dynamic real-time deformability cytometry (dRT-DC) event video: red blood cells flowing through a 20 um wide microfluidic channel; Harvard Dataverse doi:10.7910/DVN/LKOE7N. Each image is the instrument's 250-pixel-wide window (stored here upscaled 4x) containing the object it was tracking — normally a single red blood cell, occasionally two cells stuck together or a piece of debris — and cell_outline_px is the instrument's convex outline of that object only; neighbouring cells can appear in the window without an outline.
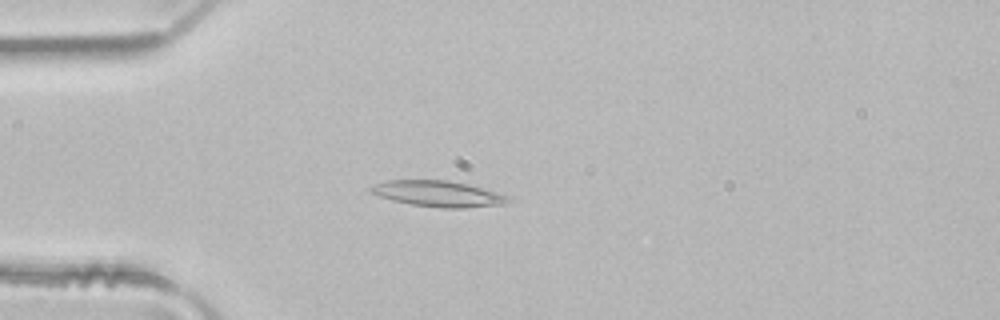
{"species": "common noctule bat (a hibernating species)", "species_latin": "Nyctalus noctula", "temperature_condition": "room temperature", "stored_images_in_passage": 4, "camera_frame_rate_fps": 3000, "um_per_image_px": 0.085, "animal": {"sex": "male", "body_mass_g": 21.5, "forearm_length_mm": 52.0}, "frame": {"image": 1, "passage_image": 4, "time_ms": 1.0, "image_size_px": [1000, 320], "cell_outline_px": [[504, 204], [464, 208], [444, 208], [412, 204], [392, 200], [380, 196], [372, 192], [368, 188], [376, 184], [388, 180], [448, 180], [468, 184], [504, 196]], "centroid_in_image_um": [37.13, 16.46], "position_along_channel_um": 47.9, "area_um2": 20.0}}